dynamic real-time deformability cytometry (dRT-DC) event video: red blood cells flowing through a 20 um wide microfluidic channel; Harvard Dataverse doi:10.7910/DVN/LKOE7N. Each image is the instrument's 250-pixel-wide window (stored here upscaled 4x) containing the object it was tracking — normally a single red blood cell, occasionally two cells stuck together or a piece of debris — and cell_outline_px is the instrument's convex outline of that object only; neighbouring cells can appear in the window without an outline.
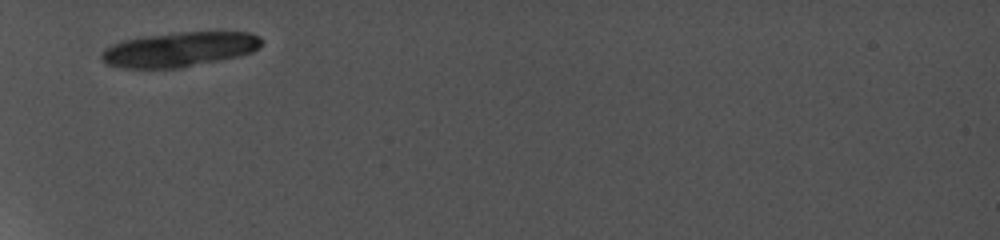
{"species": "common noctule bat (a hibernating species)", "species_latin": "Nyctalus noctula", "temperature_condition": "cold", "stored_images_in_passage": 1, "camera_frame_rate_fps": 5000, "um_per_image_px": 0.085, "animal": {"sex": "female", "body_mass_g": 19.0, "forearm_length_mm": 56.7}, "frame": {"image": 1, "passage_image": 1, "time_ms": 0.0, "image_size_px": [1000, 240], "cell_outline_px": [[264, 44], [260, 48], [252, 52], [240, 56], [180, 68], [120, 68], [104, 64], [100, 60], [100, 56], [104, 48], [112, 44], [124, 40], [140, 36], [180, 32], [248, 32], [260, 36], [264, 40]], "centroid_in_image_um": [15.25, 4.2], "position_along_channel_um": 69.8, "area_um2": 32.89}}